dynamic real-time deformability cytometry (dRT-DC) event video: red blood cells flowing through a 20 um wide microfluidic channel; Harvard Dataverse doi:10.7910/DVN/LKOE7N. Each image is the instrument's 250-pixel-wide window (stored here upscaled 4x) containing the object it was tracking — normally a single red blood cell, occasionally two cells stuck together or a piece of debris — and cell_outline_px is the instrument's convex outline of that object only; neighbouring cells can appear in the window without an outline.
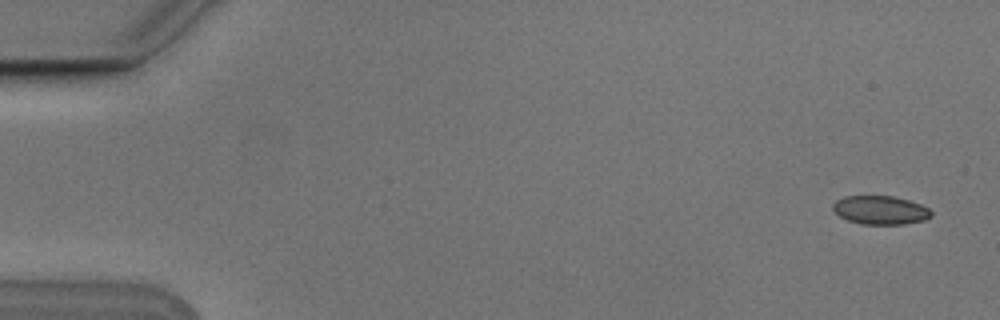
{"species": "Egyptian fruit bat (a non-hibernating species)", "species_latin": "Rousettus aegyptiacus", "temperature_condition": "cold", "stored_images_in_passage": 5, "camera_frame_rate_fps": 3000, "um_per_image_px": 0.085, "animal": {"sex": "male"}, "frame": {"image": 1, "passage_image": 1, "time_ms": 0.0, "image_size_px": [1000, 320], "cell_outline_px": [[932, 216], [924, 220], [904, 224], [860, 224], [848, 220], [840, 216], [832, 208], [832, 204], [836, 200], [844, 196], [892, 196], [908, 200], [920, 204], [928, 208], [932, 212]], "centroid_in_image_um": [74.83, 17.86], "position_along_channel_um": 10.2, "area_um2": 16.36}}
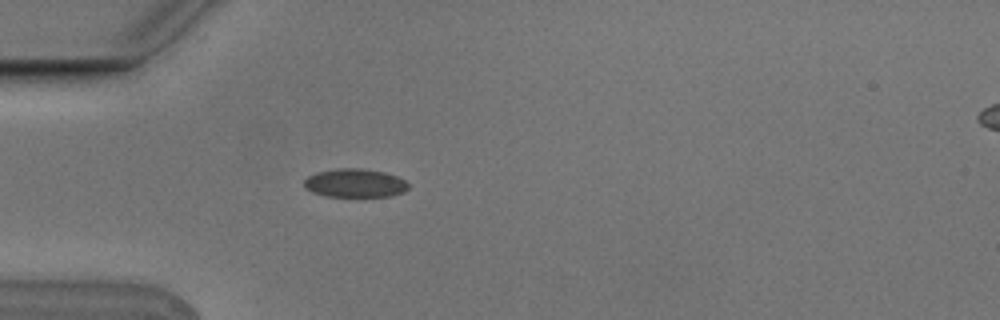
{"frame": {"image": 2, "passage_image": 5, "time_ms": 1.333, "image_size_px": [1000, 320], "cell_outline_px": [[408, 188], [404, 192], [392, 196], [324, 196], [312, 192], [304, 188], [304, 180], [308, 176], [316, 172], [336, 168], [360, 168], [384, 172], [396, 176], [404, 180], [408, 184]], "centroid_in_image_um": [30.14, 15.56], "position_along_channel_um": 54.9, "area_um2": 17.4}}